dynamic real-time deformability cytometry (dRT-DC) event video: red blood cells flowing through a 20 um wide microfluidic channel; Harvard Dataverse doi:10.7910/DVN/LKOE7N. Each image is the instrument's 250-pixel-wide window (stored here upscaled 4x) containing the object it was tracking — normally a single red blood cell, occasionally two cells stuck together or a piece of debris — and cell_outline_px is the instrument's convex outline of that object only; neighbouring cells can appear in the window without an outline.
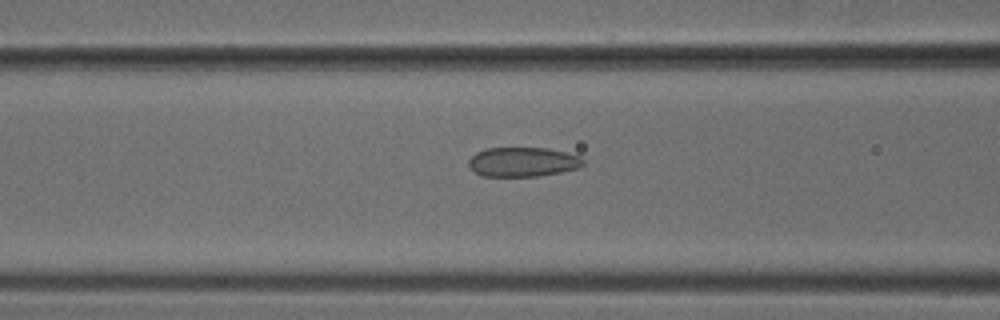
{"species": "common noctule bat (a hibernating species)", "species_latin": "Nyctalus noctula", "temperature_condition": "cold", "stored_images_in_passage": 48, "camera_frame_rate_fps": 3000, "um_per_image_px": 0.085, "animal": {"sex": "male", "body_mass_g": 18.8}, "frame": {"image": 1, "passage_image": 20, "time_ms": 6.333, "image_size_px": [1000, 320], "cell_outline_px": [[584, 164], [576, 168], [560, 172], [536, 176], [480, 176], [468, 164], [468, 160], [476, 152], [488, 148], [548, 148], [580, 156], [584, 160]], "centroid_in_image_um": [44.43, 13.76], "position_along_channel_um": 122.2, "area_um2": 19.48}}
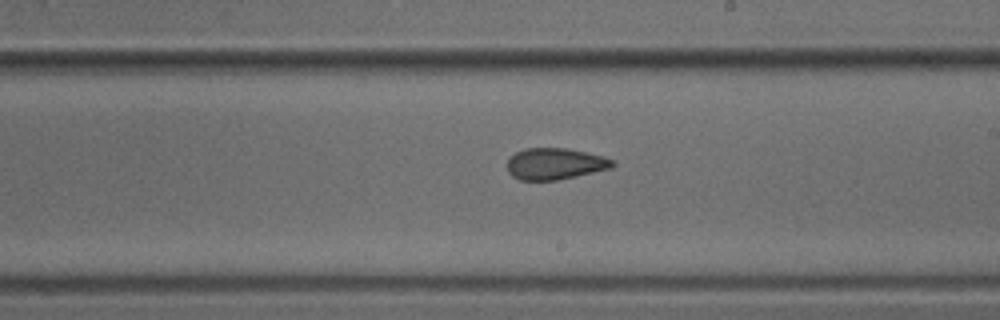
{"frame": {"image": 2, "passage_image": 29, "time_ms": 9.333, "image_size_px": [1000, 320], "cell_outline_px": [[616, 164], [612, 168], [576, 176], [556, 180], [520, 180], [512, 176], [508, 172], [508, 160], [516, 152], [524, 148], [568, 148], [604, 156], [612, 160]], "centroid_in_image_um": [47.19, 13.92], "position_along_channel_um": 241.8, "area_um2": 19.31}}
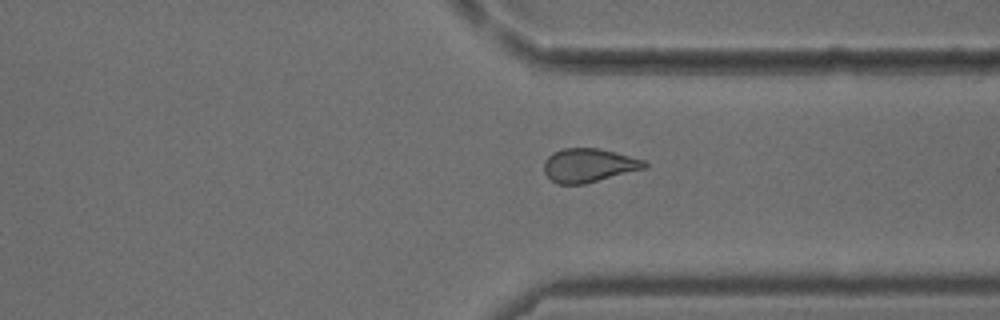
{"frame": {"image": 3, "passage_image": 38, "time_ms": 12.333, "image_size_px": [1000, 320], "cell_outline_px": [[648, 168], [584, 184], [556, 184], [544, 172], [544, 160], [552, 152], [564, 148], [596, 148], [644, 160], [648, 164]], "centroid_in_image_um": [50.03, 14.06], "position_along_channel_um": 361.4, "area_um2": 19.71}}